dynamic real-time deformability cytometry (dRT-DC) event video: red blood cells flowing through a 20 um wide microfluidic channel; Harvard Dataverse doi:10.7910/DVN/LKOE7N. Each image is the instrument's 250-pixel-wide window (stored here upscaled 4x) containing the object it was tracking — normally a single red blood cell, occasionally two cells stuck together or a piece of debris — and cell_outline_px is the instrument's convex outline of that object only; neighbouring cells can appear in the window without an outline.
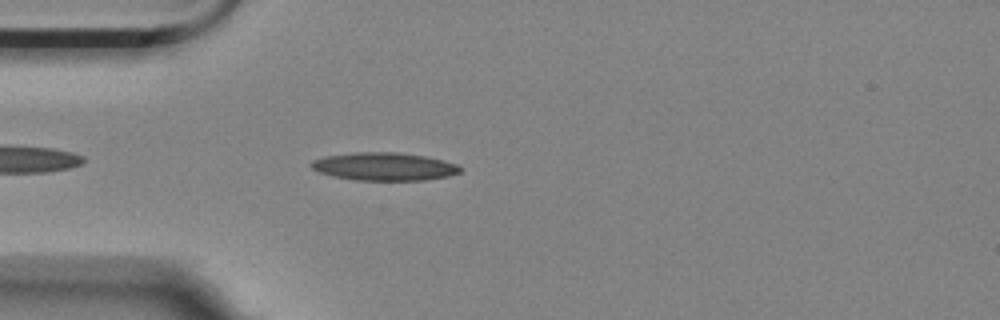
{"species": "Egyptian fruit bat (a non-hibernating species)", "species_latin": "Rousettus aegyptiacus", "temperature_condition": "room temperature", "stored_images_in_passage": 43, "camera_frame_rate_fps": 3000, "um_per_image_px": 0.085, "animal": {"sex": "female"}, "frame": {"image": 1, "passage_image": 4, "time_ms": 1.0, "image_size_px": [1000, 320], "cell_outline_px": [[464, 168], [460, 172], [448, 176], [424, 180], [356, 180], [336, 176], [320, 172], [312, 168], [308, 164], [312, 160], [328, 156], [356, 152], [396, 152], [424, 156], [444, 160], [456, 164]], "centroid_in_image_um": [32.69, 14.15], "position_along_channel_um": 52.3, "area_um2": 24.1}}
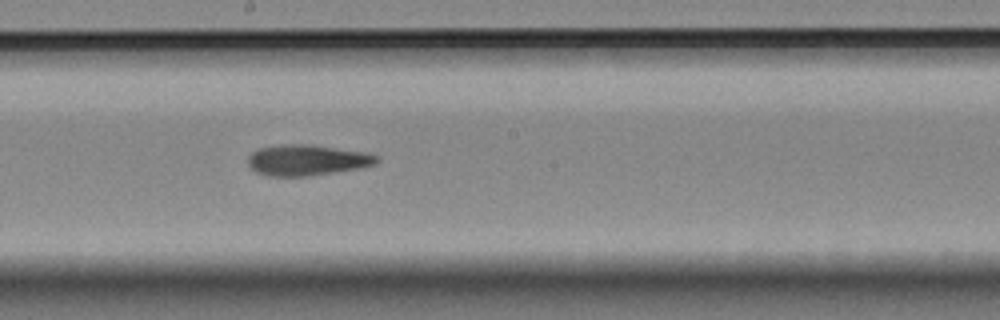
{"frame": {"image": 2, "passage_image": 19, "time_ms": 6.0, "image_size_px": [1000, 320], "cell_outline_px": [[380, 160], [376, 164], [356, 168], [308, 176], [268, 176], [256, 172], [248, 164], [248, 156], [256, 148], [280, 144], [308, 144], [364, 152], [376, 156]], "centroid_in_image_um": [26.03, 13.6], "position_along_channel_um": 222.2, "area_um2": 22.95}}
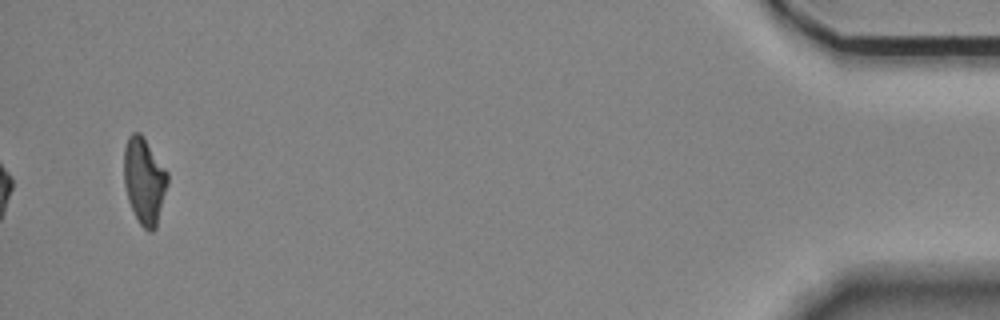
{"frame": {"image": 3, "passage_image": 43, "time_ms": 14.0, "image_size_px": [1000, 320], "cell_outline_px": [[168, 184], [156, 228], [152, 232], [148, 232], [140, 224], [128, 200], [124, 184], [124, 148], [128, 136], [132, 132], [140, 132], [144, 136], [168, 172]], "centroid_in_image_um": [12.27, 15.34], "position_along_channel_um": 422.9, "area_um2": 22.14}, "authors_computed_cell_mechanics": {"area_um2": 22.831, "velocity_mm_per_s": 3.5254, "shape_relaxation_time_tau1_ms": null, "shape_relaxation_time_tau2_ms": 3.9272, "deformation_change_tau1": null, "deformation_change_tau2": 0.137}}